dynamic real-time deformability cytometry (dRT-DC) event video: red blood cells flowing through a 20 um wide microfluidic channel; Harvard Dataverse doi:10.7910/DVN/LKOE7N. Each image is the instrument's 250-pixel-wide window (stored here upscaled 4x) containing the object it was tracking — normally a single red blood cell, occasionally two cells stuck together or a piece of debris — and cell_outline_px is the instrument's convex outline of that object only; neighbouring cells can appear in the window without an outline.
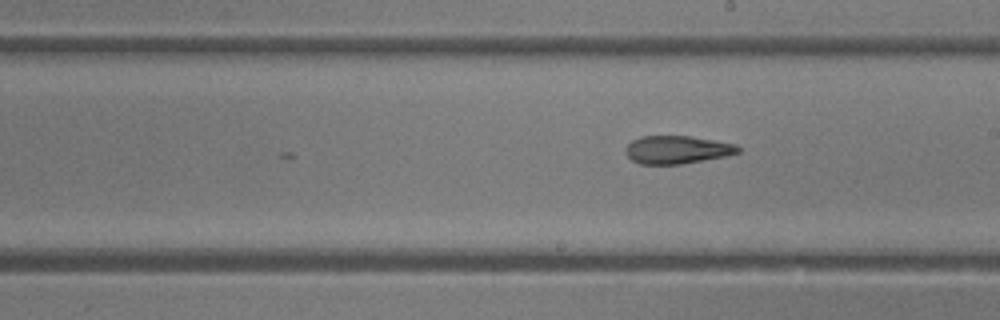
{"species": "common noctule bat (a hibernating species)", "species_latin": "Nyctalus noctula", "temperature_condition": "room temperature", "stored_images_in_passage": 21, "camera_frame_rate_fps": 3000, "um_per_image_px": 0.085, "animal": {"sex": "female"}, "frame": {"image": 1, "passage_image": 21, "time_ms": 6.667, "image_size_px": [1000, 320], "cell_outline_px": [[740, 152], [728, 156], [680, 164], [640, 164], [632, 160], [624, 152], [624, 148], [632, 140], [640, 136], [688, 136], [736, 144], [740, 148]], "centroid_in_image_um": [57.53, 12.73], "position_along_channel_um": 231.5, "area_um2": 18.38}}